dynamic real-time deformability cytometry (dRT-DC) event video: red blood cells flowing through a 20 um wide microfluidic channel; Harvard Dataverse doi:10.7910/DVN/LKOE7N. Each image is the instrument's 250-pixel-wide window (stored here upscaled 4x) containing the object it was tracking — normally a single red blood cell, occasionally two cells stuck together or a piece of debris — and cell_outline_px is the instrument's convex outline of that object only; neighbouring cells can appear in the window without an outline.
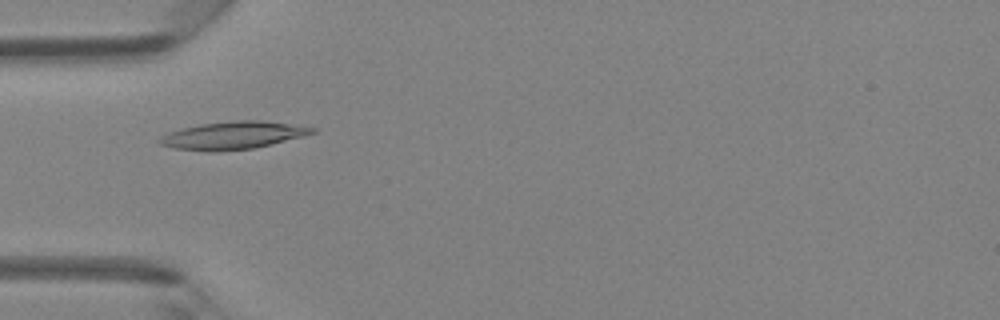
{"species": "Egyptian fruit bat (a non-hibernating species)", "species_latin": "Rousettus aegyptiacus", "temperature_condition": "room temperature", "stored_images_in_passage": 4, "camera_frame_rate_fps": 3000, "um_per_image_px": 0.085, "animal": {"sex": "female"}, "frame": {"image": 1, "passage_image": 3, "time_ms": 0.667, "image_size_px": [1000, 320], "cell_outline_px": [[316, 132], [304, 136], [272, 144], [252, 148], [212, 152], [176, 148], [160, 144], [156, 140], [160, 136], [168, 132], [200, 124], [236, 120], [260, 120], [316, 128]], "centroid_in_image_um": [19.78, 11.51], "position_along_channel_um": 65.2, "area_um2": 24.39}}
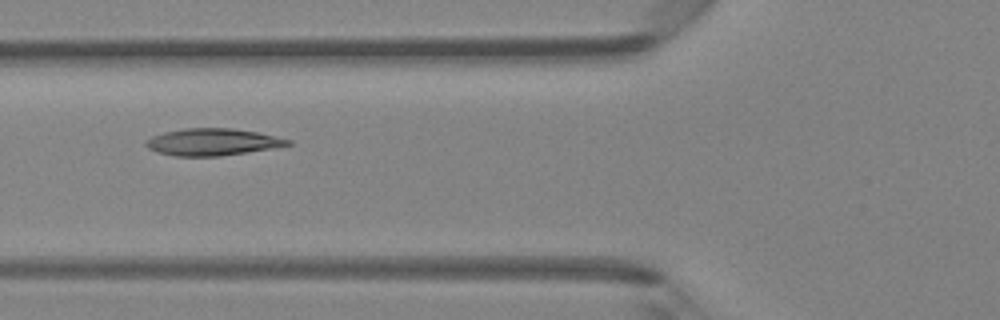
{"frame": {"image": 2, "passage_image": 4, "time_ms": 1.0, "image_size_px": [1000, 320], "cell_outline_px": [[292, 144], [220, 156], [176, 156], [156, 152], [148, 148], [144, 144], [144, 140], [152, 136], [164, 132], [184, 128], [232, 128], [256, 132], [292, 140]], "centroid_in_image_um": [17.98, 12.06], "position_along_channel_um": 107.8, "area_um2": 22.08}}